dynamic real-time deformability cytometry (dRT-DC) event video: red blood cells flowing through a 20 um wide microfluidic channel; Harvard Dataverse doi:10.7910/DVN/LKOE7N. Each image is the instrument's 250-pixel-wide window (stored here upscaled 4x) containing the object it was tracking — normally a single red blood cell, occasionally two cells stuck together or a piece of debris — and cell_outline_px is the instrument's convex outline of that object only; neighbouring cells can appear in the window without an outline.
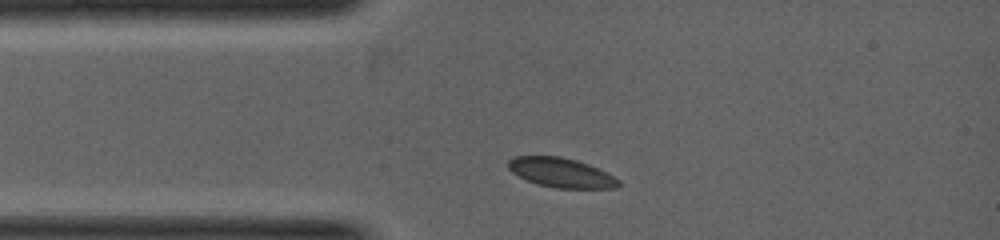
{"species": "common noctule bat (a hibernating species)", "species_latin": "Nyctalus noctula", "temperature_condition": "warm", "stored_images_in_passage": 5, "camera_frame_rate_fps": 5000, "um_per_image_px": 0.085, "animal": {"sex": "female", "body_mass_g": 19.0, "forearm_length_mm": 53.3}, "frame": {"image": 1, "passage_image": 1, "time_ms": 0.0, "image_size_px": [1000, 240], "cell_outline_px": [[620, 184], [616, 188], [556, 188], [536, 184], [512, 172], [508, 168], [508, 160], [516, 156], [560, 156], [576, 160], [588, 164], [620, 180]], "centroid_in_image_um": [47.68, 14.68], "position_along_channel_um": 37.3, "area_um2": 18.73}}
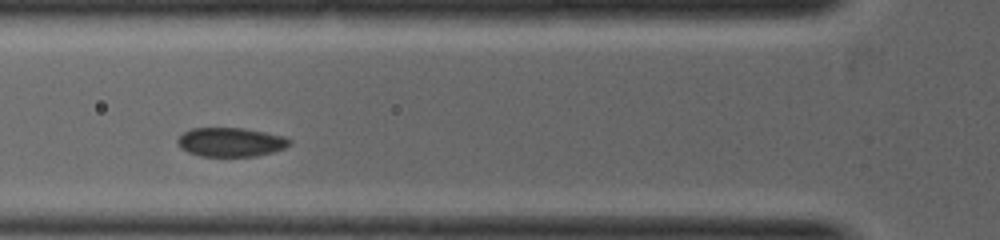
{"frame": {"image": 2, "passage_image": 4, "time_ms": 1.0, "image_size_px": [1000, 240], "cell_outline_px": [[292, 144], [284, 148], [272, 152], [256, 156], [200, 156], [188, 152], [176, 140], [184, 132], [192, 128], [244, 128], [284, 136], [292, 140]], "centroid_in_image_um": [19.66, 12.07], "position_along_channel_um": 106.1, "area_um2": 18.79}}
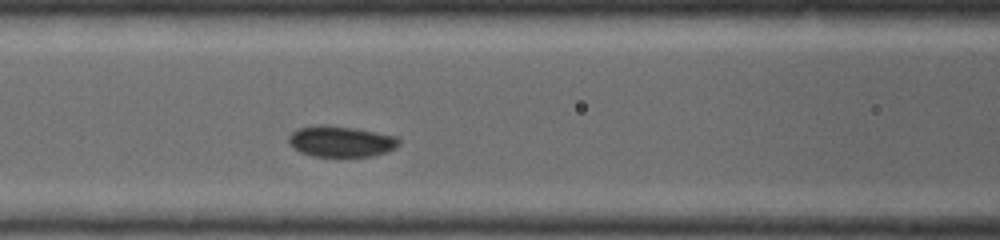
{"frame": {"image": 3, "passage_image": 5, "time_ms": 1.4, "image_size_px": [1000, 240], "cell_outline_px": [[400, 144], [396, 148], [388, 152], [372, 156], [340, 160], [312, 156], [300, 152], [288, 140], [288, 136], [292, 132], [300, 128], [356, 128], [396, 136], [400, 140]], "centroid_in_image_um": [29.08, 12.13], "position_along_channel_um": 137.5, "area_um2": 19.88}}